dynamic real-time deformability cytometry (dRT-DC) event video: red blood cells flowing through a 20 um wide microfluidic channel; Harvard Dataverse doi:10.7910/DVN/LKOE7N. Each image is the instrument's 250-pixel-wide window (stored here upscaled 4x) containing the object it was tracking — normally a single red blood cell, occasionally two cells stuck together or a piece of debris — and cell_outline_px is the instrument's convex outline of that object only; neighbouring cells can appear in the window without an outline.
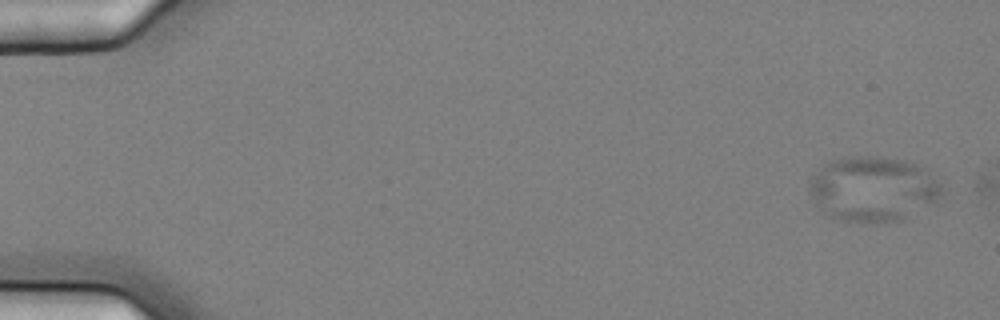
{"species": "common noctule bat (a hibernating species)", "species_latin": "Nyctalus noctula", "temperature_condition": "cold", "stored_images_in_passage": 2, "camera_frame_rate_fps": 3000, "um_per_image_px": 0.085, "animal": {"sex": "female", "body_mass_g": 25.1}, "frame": {"image": 1, "passage_image": 1, "time_ms": 0.0, "image_size_px": [1000, 320], "cell_outline_px": [[944, 200], [936, 204], [900, 220], [876, 224], [848, 224], [832, 220], [816, 204], [808, 192], [808, 180], [828, 160], [856, 156], [876, 156], [904, 160], [916, 164], [924, 168], [944, 188]], "centroid_in_image_um": [74.21, 16.12], "position_along_channel_um": 10.8, "area_um2": 51.85}}